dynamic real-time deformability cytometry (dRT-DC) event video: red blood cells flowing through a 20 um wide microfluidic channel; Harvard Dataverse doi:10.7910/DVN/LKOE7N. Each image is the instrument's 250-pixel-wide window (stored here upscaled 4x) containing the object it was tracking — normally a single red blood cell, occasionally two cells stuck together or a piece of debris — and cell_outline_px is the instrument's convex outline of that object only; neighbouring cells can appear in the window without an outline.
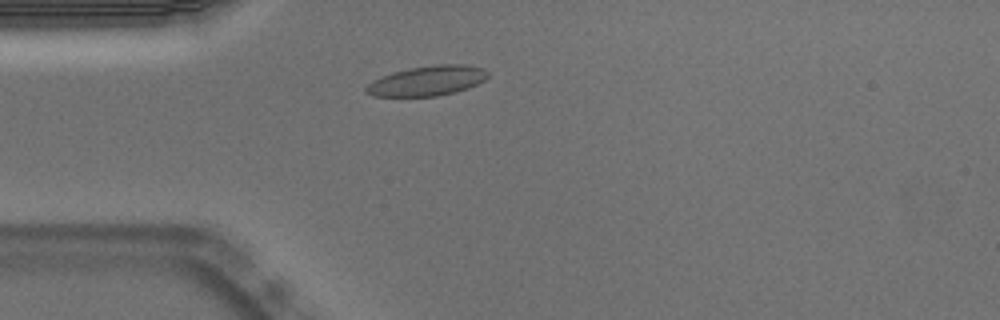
{"species": "Egyptian fruit bat (a non-hibernating species)", "species_latin": "Rousettus aegyptiacus", "temperature_condition": "warm", "stored_images_in_passage": 47, "camera_frame_rate_fps": 3000, "um_per_image_px": 0.085, "animal": {"sex": "male"}, "frame": {"image": 1, "passage_image": 8, "time_ms": 2.333, "image_size_px": [1000, 320], "cell_outline_px": [[488, 76], [484, 80], [468, 88], [456, 92], [436, 96], [372, 96], [364, 92], [364, 88], [372, 80], [392, 72], [408, 68], [436, 64], [468, 64], [484, 68], [488, 72]], "centroid_in_image_um": [36.31, 6.86], "position_along_channel_um": 48.7, "area_um2": 21.44}, "authors_computed_cell_mechanics": {"area_um2": 20.9814, "velocity_mm_per_s": 3.7152, "shape_relaxation_time_tau1_ms": 5.8018, "shape_relaxation_time_tau2_ms": 2.186, "deformation_change_tau1": 0.1248, "deformation_change_tau2": 0.0536}}